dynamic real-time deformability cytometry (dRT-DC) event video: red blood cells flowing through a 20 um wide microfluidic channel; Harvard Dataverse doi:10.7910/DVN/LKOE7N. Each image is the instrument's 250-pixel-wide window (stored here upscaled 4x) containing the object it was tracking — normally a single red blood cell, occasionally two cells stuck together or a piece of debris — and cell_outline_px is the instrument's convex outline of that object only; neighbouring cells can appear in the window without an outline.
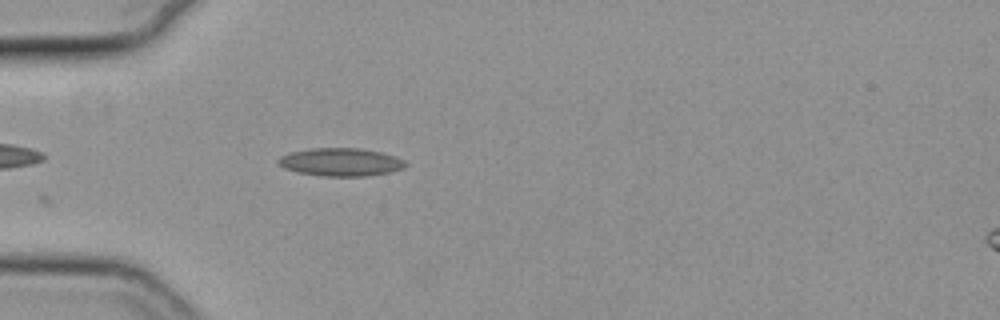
{"species": "common noctule bat (a hibernating species)", "species_latin": "Nyctalus noctula", "temperature_condition": "cold", "stored_images_in_passage": 5, "camera_frame_rate_fps": 3000, "um_per_image_px": 0.085, "animal": {"sex": "female", "body_mass_g": 19.3, "forearm_length_mm": 54.1}, "frame": {"image": 1, "passage_image": 1, "time_ms": 0.0, "image_size_px": [1000, 320], "cell_outline_px": [[408, 164], [404, 168], [388, 172], [364, 176], [320, 176], [296, 172], [284, 168], [276, 160], [280, 156], [292, 152], [312, 148], [360, 148], [380, 152], [396, 156], [404, 160]], "centroid_in_image_um": [28.96, 13.77], "position_along_channel_um": 56.0, "area_um2": 20.75}}